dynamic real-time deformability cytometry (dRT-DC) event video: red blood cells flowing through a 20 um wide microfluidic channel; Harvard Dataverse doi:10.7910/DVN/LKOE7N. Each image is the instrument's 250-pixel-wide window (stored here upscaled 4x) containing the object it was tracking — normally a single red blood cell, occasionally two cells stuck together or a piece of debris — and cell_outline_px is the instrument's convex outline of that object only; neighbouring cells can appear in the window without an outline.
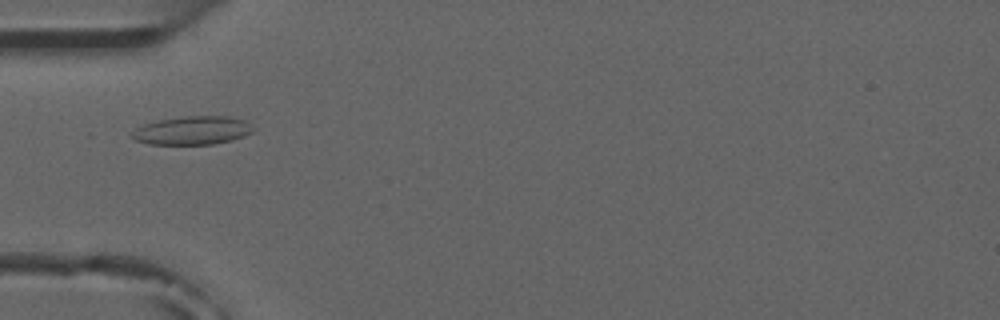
{"species": "common noctule bat (a hibernating species)", "species_latin": "Nyctalus noctula", "temperature_condition": "room temperature", "stored_images_in_passage": 5, "camera_frame_rate_fps": 3000, "um_per_image_px": 0.085, "animal": {"sex": "male", "forearm_length_mm": 52.5}, "frame": {"image": 1, "passage_image": 5, "time_ms": 5.333, "image_size_px": [1000, 320], "cell_outline_px": [[256, 128], [252, 132], [244, 136], [232, 140], [212, 144], [148, 144], [136, 140], [132, 136], [132, 132], [136, 128], [144, 124], [160, 120], [184, 116], [228, 116], [244, 120]], "centroid_in_image_um": [16.39, 11.08], "position_along_channel_um": 68.6, "area_um2": 20.0}}